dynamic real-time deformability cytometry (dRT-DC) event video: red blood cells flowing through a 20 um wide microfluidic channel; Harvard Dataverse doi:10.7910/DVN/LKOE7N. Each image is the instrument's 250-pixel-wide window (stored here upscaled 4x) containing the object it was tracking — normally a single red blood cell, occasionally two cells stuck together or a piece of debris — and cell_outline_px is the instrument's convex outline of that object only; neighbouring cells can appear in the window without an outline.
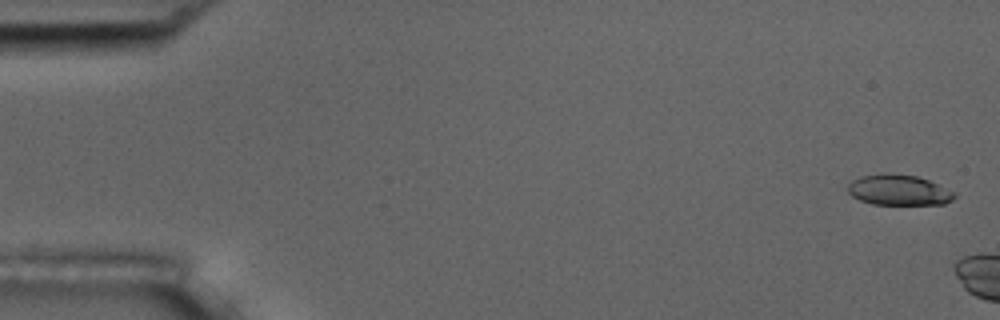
{"species": "common noctule bat (a hibernating species)", "species_latin": "Nyctalus noctula", "temperature_condition": "room temperature", "stored_images_in_passage": 2, "camera_frame_rate_fps": 3000, "um_per_image_px": 0.085, "animal": {"sex": "male", "body_mass_g": 17.5, "forearm_length_mm": 52.3}, "frame": {"image": 1, "passage_image": 1, "time_ms": 0.0, "image_size_px": [1000, 320], "cell_outline_px": [[956, 196], [952, 200], [944, 204], [872, 204], [860, 200], [852, 196], [848, 192], [848, 184], [852, 180], [860, 176], [888, 172], [916, 176], [928, 180], [956, 192]], "centroid_in_image_um": [76.38, 16.14], "position_along_channel_um": 8.6, "area_um2": 19.07}}